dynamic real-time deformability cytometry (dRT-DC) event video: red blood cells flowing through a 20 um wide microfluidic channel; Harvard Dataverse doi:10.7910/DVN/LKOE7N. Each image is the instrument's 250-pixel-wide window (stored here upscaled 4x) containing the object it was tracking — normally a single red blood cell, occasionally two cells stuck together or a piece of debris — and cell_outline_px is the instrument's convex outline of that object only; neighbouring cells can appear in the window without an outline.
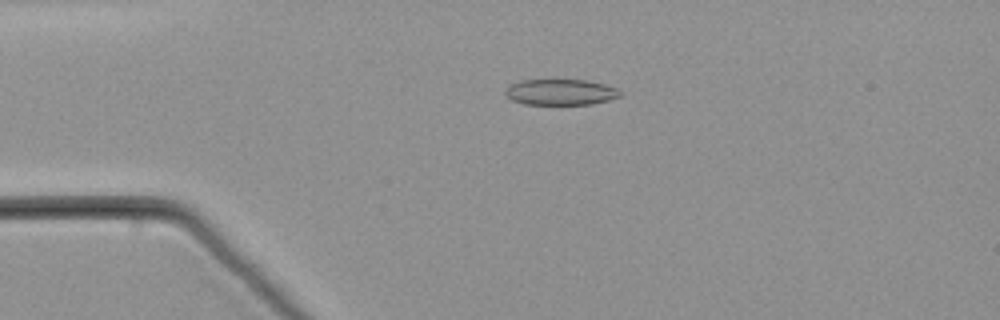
{"species": "common noctule bat (a hibernating species)", "species_latin": "Nyctalus noctula", "temperature_condition": "warm", "stored_images_in_passage": 49, "camera_frame_rate_fps": 3000, "um_per_image_px": 0.085, "animal": {"sex": "male", "body_mass_g": 21.5, "forearm_length_mm": 52.0}, "frame": {"image": 1, "passage_image": 8, "time_ms": 2.333, "image_size_px": [1000, 320], "cell_outline_px": [[624, 92], [620, 96], [608, 100], [592, 104], [524, 104], [512, 100], [504, 92], [512, 84], [520, 80], [584, 80], [604, 84], [616, 88]], "centroid_in_image_um": [47.68, 7.83], "position_along_channel_um": 37.3, "area_um2": 17.17}}
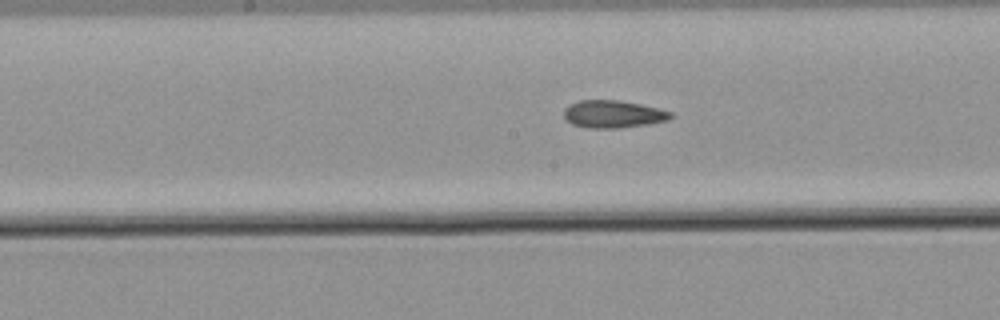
{"frame": {"image": 2, "passage_image": 23, "time_ms": 7.333, "image_size_px": [1000, 320], "cell_outline_px": [[672, 116], [668, 120], [648, 124], [620, 128], [588, 128], [572, 124], [564, 120], [564, 108], [568, 104], [580, 100], [620, 100], [640, 104], [672, 112]], "centroid_in_image_um": [52.06, 9.7], "position_along_channel_um": 196.1, "area_um2": 17.22}}
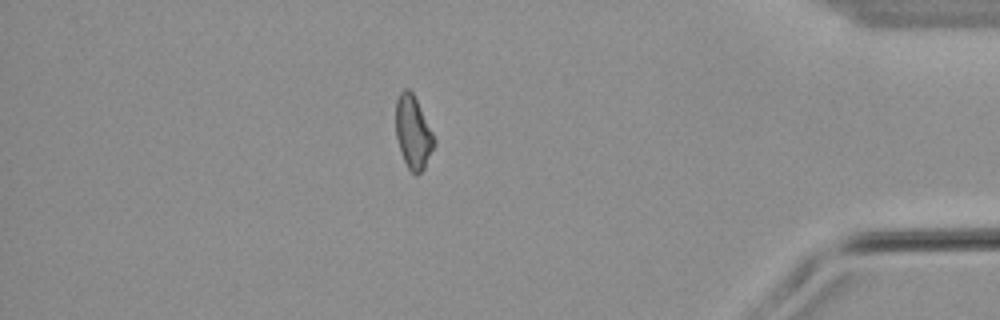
{"frame": {"image": 3, "passage_image": 42, "time_ms": 13.667, "image_size_px": [1000, 320], "cell_outline_px": [[436, 144], [424, 168], [416, 176], [408, 168], [400, 152], [396, 136], [396, 100], [400, 92], [404, 88], [408, 88], [412, 92], [436, 140]], "centroid_in_image_um": [35.11, 11.27], "position_along_channel_um": 400.1, "area_um2": 16.18}}